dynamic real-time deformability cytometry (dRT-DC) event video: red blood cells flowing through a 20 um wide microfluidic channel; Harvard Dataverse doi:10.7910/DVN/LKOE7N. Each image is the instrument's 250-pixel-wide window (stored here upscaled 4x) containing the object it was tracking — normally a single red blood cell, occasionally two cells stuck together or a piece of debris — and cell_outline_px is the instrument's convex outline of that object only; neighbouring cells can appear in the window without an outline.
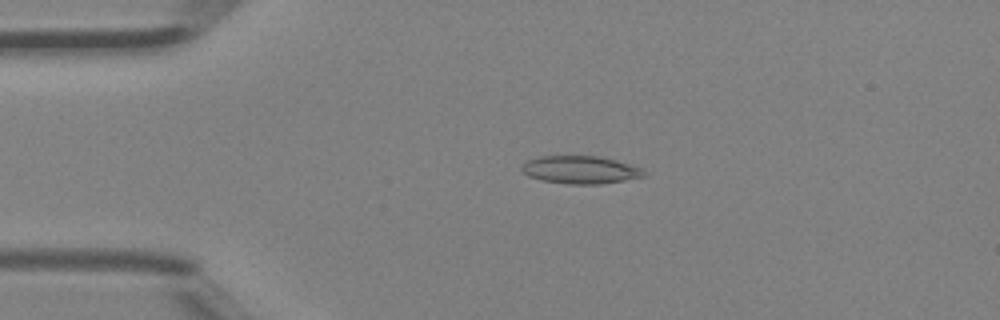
{"species": "Egyptian fruit bat (a non-hibernating species)", "species_latin": "Rousettus aegyptiacus", "temperature_condition": "room temperature", "stored_images_in_passage": 43, "camera_frame_rate_fps": 3000, "um_per_image_px": 0.085, "animal": {"sex": "female"}, "frame": {"image": 1, "passage_image": 8, "time_ms": 2.333, "image_size_px": [1000, 320], "cell_outline_px": [[644, 176], [624, 180], [600, 184], [568, 184], [544, 180], [528, 176], [520, 168], [528, 160], [540, 156], [600, 156], [616, 160], [640, 168], [644, 172]], "centroid_in_image_um": [49.31, 14.43], "position_along_channel_um": 35.7, "area_um2": 19.48}}
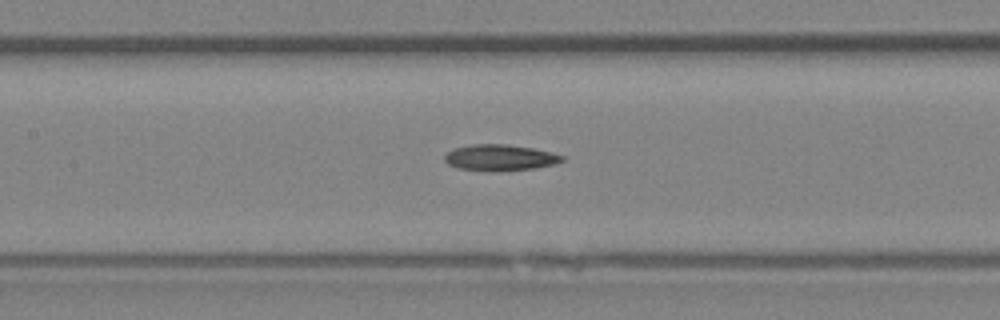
{"frame": {"image": 2, "passage_image": 19, "time_ms": 6.0, "image_size_px": [1000, 320], "cell_outline_px": [[564, 160], [552, 164], [536, 168], [500, 172], [488, 172], [460, 168], [448, 164], [444, 160], [444, 156], [448, 152], [456, 148], [472, 144], [504, 144], [532, 148], [552, 152], [564, 156]], "centroid_in_image_um": [42.5, 13.41], "position_along_channel_um": 164.9, "area_um2": 17.98}}
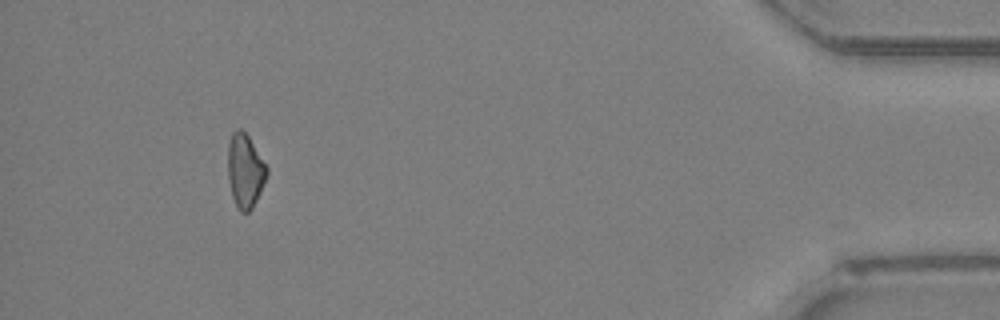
{"frame": {"image": 3, "passage_image": 40, "time_ms": 13.0, "image_size_px": [1000, 320], "cell_outline_px": [[268, 172], [260, 192], [252, 208], [248, 212], [240, 212], [232, 196], [228, 180], [228, 144], [232, 132], [236, 128], [240, 128], [248, 136], [268, 168]], "centroid_in_image_um": [20.82, 14.5], "position_along_channel_um": 414.4, "area_um2": 16.59}, "authors_computed_cell_mechanics": {"area_um2": 17.8024, "velocity_mm_per_s": 4.5155, "shape_relaxation_time_tau1_ms": 6.7424, "shape_relaxation_time_tau2_ms": null, "deformation_change_tau1": 0.1353, "deformation_change_tau2": null}}